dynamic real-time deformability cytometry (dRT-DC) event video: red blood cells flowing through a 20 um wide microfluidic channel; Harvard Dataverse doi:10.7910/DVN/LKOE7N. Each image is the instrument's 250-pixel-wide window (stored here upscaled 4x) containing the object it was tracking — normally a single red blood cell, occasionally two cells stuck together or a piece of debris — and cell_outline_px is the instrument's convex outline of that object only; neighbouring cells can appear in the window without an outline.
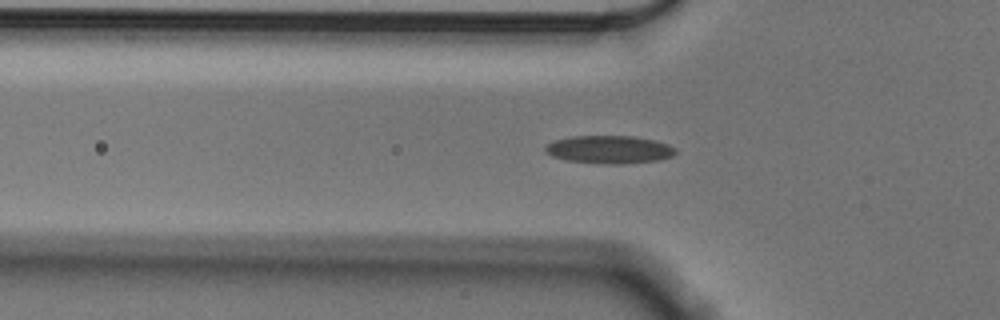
{"species": "Egyptian fruit bat (a non-hibernating species)", "species_latin": "Rousettus aegyptiacus", "temperature_condition": "cold", "stored_images_in_passage": 49, "camera_frame_rate_fps": 3000, "um_per_image_px": 0.085, "animal": {"sex": "male"}, "frame": {"image": 1, "passage_image": 16, "time_ms": 5.0, "image_size_px": [1000, 320], "cell_outline_px": [[676, 152], [672, 156], [660, 160], [624, 164], [612, 164], [568, 160], [552, 156], [544, 152], [544, 148], [548, 144], [556, 140], [572, 136], [636, 136], [656, 140], [668, 144], [676, 148]], "centroid_in_image_um": [51.83, 12.7], "position_along_channel_um": 74.0, "area_um2": 21.21}}
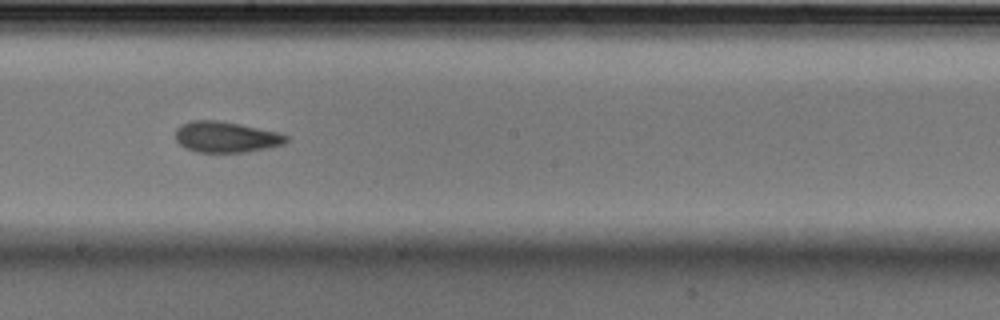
{"frame": {"image": 2, "passage_image": 29, "time_ms": 9.333, "image_size_px": [1000, 320], "cell_outline_px": [[288, 140], [284, 144], [268, 148], [248, 152], [196, 152], [184, 148], [176, 140], [176, 128], [180, 124], [192, 120], [216, 120], [240, 124], [276, 132], [288, 136]], "centroid_in_image_um": [19.18, 11.65], "position_along_channel_um": 229.0, "area_um2": 20.0}}
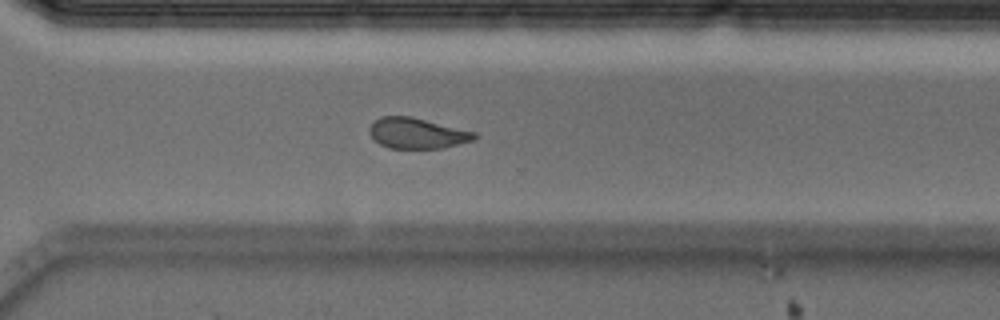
{"frame": {"image": 3, "passage_image": 38, "time_ms": 12.333, "image_size_px": [1000, 320], "cell_outline_px": [[480, 136], [476, 140], [444, 148], [388, 148], [380, 144], [368, 132], [368, 128], [380, 116], [412, 116], [476, 132]], "centroid_in_image_um": [35.51, 11.32], "position_along_channel_um": 335.1, "area_um2": 18.96}}